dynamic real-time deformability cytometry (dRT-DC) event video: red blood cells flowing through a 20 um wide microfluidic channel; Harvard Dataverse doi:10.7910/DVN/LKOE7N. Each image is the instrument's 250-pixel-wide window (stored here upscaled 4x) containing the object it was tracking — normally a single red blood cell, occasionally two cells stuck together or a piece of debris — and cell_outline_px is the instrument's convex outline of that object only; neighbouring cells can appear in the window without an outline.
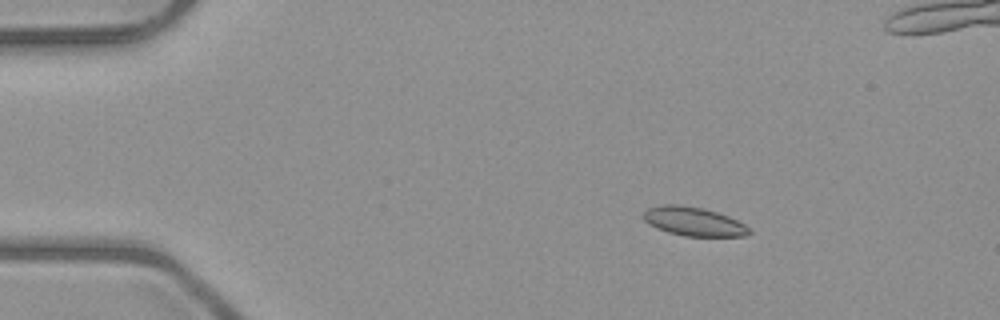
{"species": "common noctule bat (a hibernating species)", "species_latin": "Nyctalus noctula", "temperature_condition": "room temperature", "stored_images_in_passage": 5, "camera_frame_rate_fps": 3000, "um_per_image_px": 0.085, "animal": {"sex": "male", "body_mass_g": 23.1, "forearm_length_mm": 52.7}, "frame": {"image": 1, "passage_image": 2, "time_ms": 1.333, "image_size_px": [1000, 320], "cell_outline_px": [[752, 232], [748, 236], [684, 236], [668, 232], [656, 228], [648, 224], [644, 220], [644, 212], [648, 208], [664, 204], [680, 204], [704, 208], [728, 216], [752, 228]], "centroid_in_image_um": [58.98, 18.83], "position_along_channel_um": 26.0, "area_um2": 17.92}}